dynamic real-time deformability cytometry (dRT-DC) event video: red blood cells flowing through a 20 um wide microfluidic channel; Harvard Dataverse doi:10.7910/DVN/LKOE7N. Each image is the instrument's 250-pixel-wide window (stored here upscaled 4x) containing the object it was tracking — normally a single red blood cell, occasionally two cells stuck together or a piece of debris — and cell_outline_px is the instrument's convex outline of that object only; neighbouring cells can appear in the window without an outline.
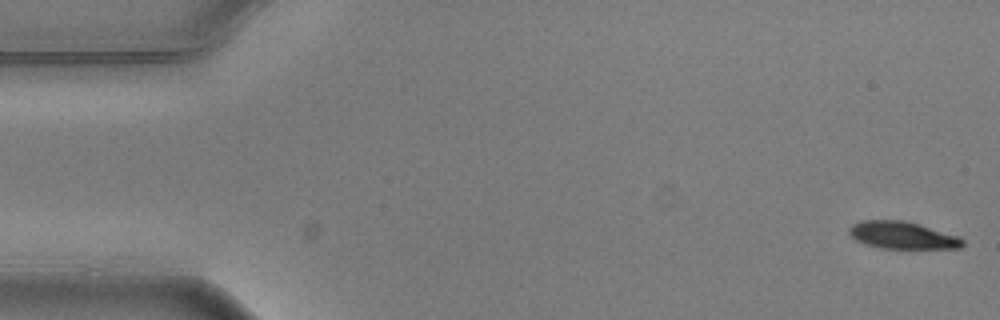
{"species": "common noctule bat (a hibernating species)", "species_latin": "Nyctalus noctula", "temperature_condition": "warm", "stored_images_in_passage": 4, "camera_frame_rate_fps": 3000, "um_per_image_px": 0.085, "animal": {"sex": "male", "body_mass_g": 20.5, "forearm_length_mm": 52.5}, "frame": {"image": 1, "passage_image": 1, "time_ms": 0.0, "image_size_px": [1000, 320], "cell_outline_px": [[964, 244], [960, 248], [880, 248], [856, 240], [848, 232], [848, 228], [852, 224], [860, 220], [904, 220], [920, 224], [960, 236], [964, 240]], "centroid_in_image_um": [76.72, 19.98], "position_along_channel_um": 8.3, "area_um2": 18.09}}